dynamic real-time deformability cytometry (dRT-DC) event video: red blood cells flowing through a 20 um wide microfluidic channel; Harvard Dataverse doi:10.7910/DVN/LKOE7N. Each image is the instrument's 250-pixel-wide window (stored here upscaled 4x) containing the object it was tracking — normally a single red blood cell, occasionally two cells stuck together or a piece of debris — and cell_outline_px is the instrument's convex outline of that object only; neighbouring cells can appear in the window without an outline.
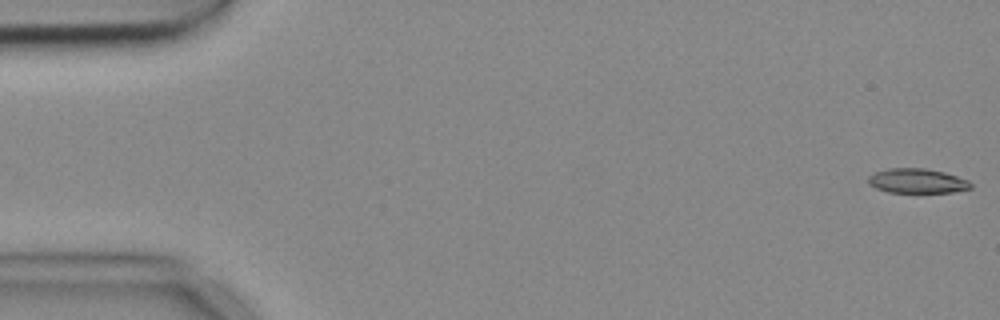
{"species": "common noctule bat (a hibernating species)", "species_latin": "Nyctalus noctula", "temperature_condition": "cold", "stored_images_in_passage": 5, "camera_frame_rate_fps": 3000, "um_per_image_px": 0.085, "animal": {"sex": "female", "body_mass_g": 18.4}, "frame": {"image": 1, "passage_image": 1, "time_ms": 0.0, "image_size_px": [1000, 320], "cell_outline_px": [[972, 188], [952, 192], [888, 192], [876, 188], [868, 184], [868, 176], [872, 172], [888, 168], [924, 168], [944, 172], [968, 180], [972, 184]], "centroid_in_image_um": [77.92, 15.37], "position_along_channel_um": 7.1, "area_um2": 14.74}}
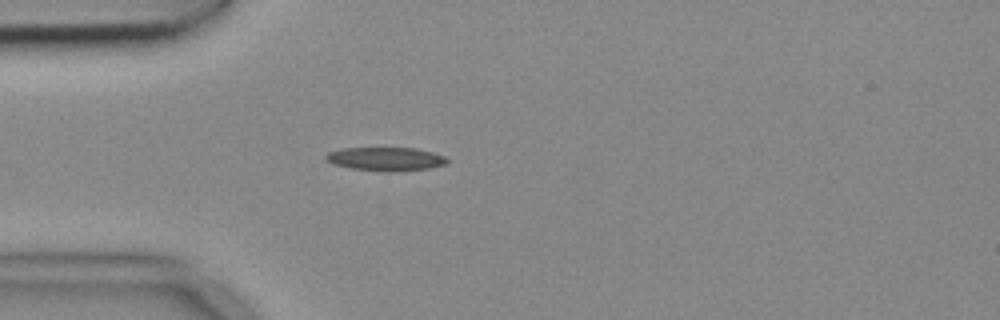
{"frame": {"image": 2, "passage_image": 5, "time_ms": 1.333, "image_size_px": [1000, 320], "cell_outline_px": [[448, 164], [428, 168], [388, 172], [352, 168], [336, 164], [328, 160], [324, 156], [328, 152], [344, 148], [416, 148], [432, 152], [444, 156], [448, 160]], "centroid_in_image_um": [32.82, 13.5], "position_along_channel_um": 52.2, "area_um2": 16.42}}